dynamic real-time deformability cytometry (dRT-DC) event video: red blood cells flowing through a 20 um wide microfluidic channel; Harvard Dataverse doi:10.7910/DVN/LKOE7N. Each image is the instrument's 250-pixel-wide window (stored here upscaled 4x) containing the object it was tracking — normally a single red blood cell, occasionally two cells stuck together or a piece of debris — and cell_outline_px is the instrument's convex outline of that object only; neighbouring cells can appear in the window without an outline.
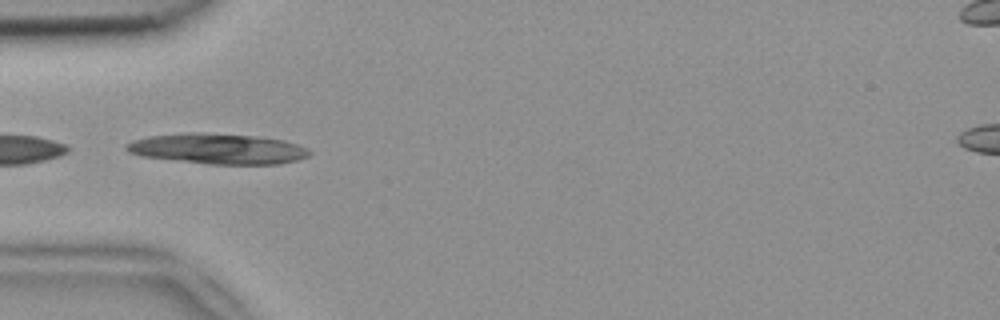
{"species": "common noctule bat (a hibernating species)", "species_latin": "Nyctalus noctula", "temperature_condition": "room temperature", "stored_images_in_passage": 3, "camera_frame_rate_fps": 3000, "um_per_image_px": 0.085, "animal": {"sex": "female", "body_mass_g": 18.4}, "frame": {"image": 1, "passage_image": 3, "time_ms": 0.667, "image_size_px": [1000, 320], "cell_outline_px": [[312, 152], [308, 156], [296, 160], [280, 164], [208, 164], [140, 156], [128, 152], [124, 148], [124, 144], [132, 140], [148, 136], [184, 132], [204, 132], [256, 136], [284, 140], [308, 148]], "centroid_in_image_um": [18.47, 12.63], "position_along_channel_um": 66.5, "area_um2": 32.83}}